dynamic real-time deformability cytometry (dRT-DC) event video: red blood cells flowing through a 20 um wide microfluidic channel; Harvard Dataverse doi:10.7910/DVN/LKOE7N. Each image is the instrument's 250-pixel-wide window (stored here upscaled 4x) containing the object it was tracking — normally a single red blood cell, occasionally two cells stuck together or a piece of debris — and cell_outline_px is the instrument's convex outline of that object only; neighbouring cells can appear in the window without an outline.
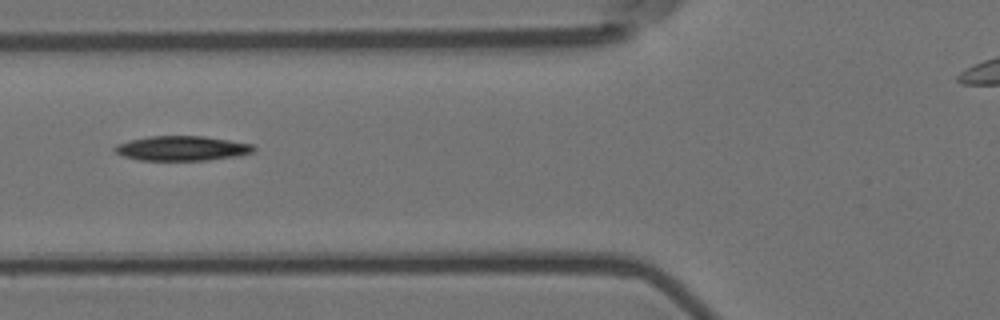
{"species": "Egyptian fruit bat (a non-hibernating species)", "species_latin": "Rousettus aegyptiacus", "temperature_condition": "room temperature", "stored_images_in_passage": 6, "camera_frame_rate_fps": 3000, "um_per_image_px": 0.085, "animal": {"sex": "female"}, "frame": {"image": 1, "passage_image": 3, "time_ms": 0.667, "image_size_px": [1000, 320], "cell_outline_px": [[256, 148], [252, 152], [240, 156], [208, 160], [140, 160], [124, 156], [116, 152], [112, 148], [116, 144], [148, 136], [204, 136], [252, 144]], "centroid_in_image_um": [15.48, 12.61], "position_along_channel_um": 110.3, "area_um2": 19.94}}
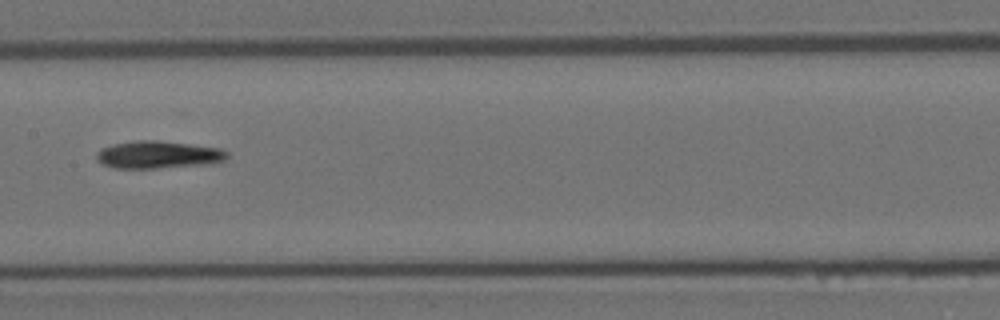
{"frame": {"image": 2, "passage_image": 5, "time_ms": 1.333, "image_size_px": [1000, 320], "cell_outline_px": [[228, 156], [224, 160], [208, 164], [156, 168], [116, 168], [104, 164], [96, 160], [96, 152], [100, 148], [112, 144], [136, 140], [156, 140], [220, 148], [228, 152]], "centroid_in_image_um": [13.41, 13.14], "position_along_channel_um": 194.0, "area_um2": 20.87}}
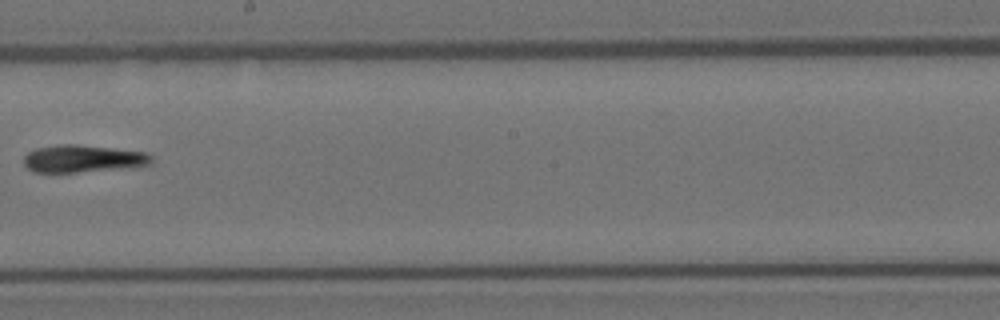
{"frame": {"image": 3, "passage_image": 6, "time_ms": 1.667, "image_size_px": [1000, 320], "cell_outline_px": [[152, 164], [140, 168], [76, 172], [32, 172], [24, 164], [24, 156], [28, 152], [36, 148], [60, 144], [76, 144], [148, 152], [152, 156]], "centroid_in_image_um": [7.13, 13.5], "position_along_channel_um": 241.1, "area_um2": 20.87}}